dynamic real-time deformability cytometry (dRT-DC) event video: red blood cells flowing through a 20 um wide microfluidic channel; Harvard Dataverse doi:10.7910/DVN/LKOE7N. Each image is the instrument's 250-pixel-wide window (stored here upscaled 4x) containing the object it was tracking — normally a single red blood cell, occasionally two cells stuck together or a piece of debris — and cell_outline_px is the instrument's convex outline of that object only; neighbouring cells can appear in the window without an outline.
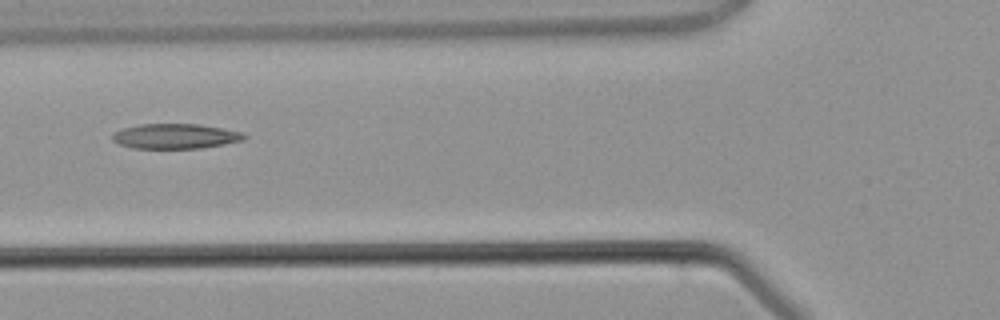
{"species": "common noctule bat (a hibernating species)", "species_latin": "Nyctalus noctula", "temperature_condition": "warm", "stored_images_in_passage": 3, "camera_frame_rate_fps": 3000, "um_per_image_px": 0.085, "animal": {"sex": "male", "body_mass_g": 21.5, "forearm_length_mm": 52.0}, "frame": {"image": 1, "passage_image": 3, "time_ms": 3.333, "image_size_px": [1000, 320], "cell_outline_px": [[248, 136], [244, 140], [224, 144], [200, 148], [132, 148], [120, 144], [112, 140], [112, 136], [116, 132], [124, 128], [140, 124], [196, 124], [220, 128], [240, 132]], "centroid_in_image_um": [14.9, 11.58], "position_along_channel_um": 110.9, "area_um2": 18.9}}